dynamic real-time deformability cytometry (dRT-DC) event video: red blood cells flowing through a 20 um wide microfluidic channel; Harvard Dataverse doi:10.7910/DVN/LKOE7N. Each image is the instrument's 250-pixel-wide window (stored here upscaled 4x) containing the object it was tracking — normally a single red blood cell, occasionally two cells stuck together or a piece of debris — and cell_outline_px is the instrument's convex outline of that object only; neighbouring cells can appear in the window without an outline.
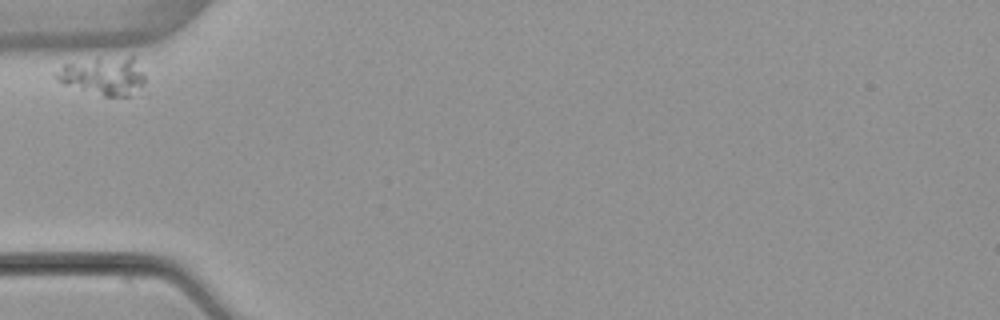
{"species": "common noctule bat (a hibernating species)", "species_latin": "Nyctalus noctula", "temperature_condition": "warm", "stored_images_in_passage": 4, "camera_frame_rate_fps": 3000, "um_per_image_px": 0.085, "animal": {"sex": "female", "body_mass_g": 22.7, "forearm_length_mm": 54.2}, "frame": {"image": 1, "passage_image": 1, "time_ms": 0.0, "image_size_px": [1000, 320], "cell_outline_px": [[144, 84], [128, 96], [104, 96], [64, 84], [56, 80], [52, 76], [52, 72], [64, 64], [128, 56], [132, 56], [144, 76]], "centroid_in_image_um": [8.73, 6.47], "position_along_channel_um": 76.3, "area_um2": 19.07}}
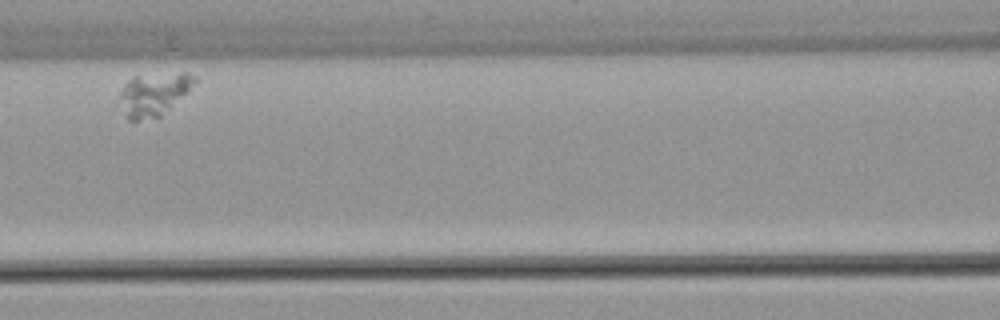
{"frame": {"image": 2, "passage_image": 3, "time_ms": 2.667, "image_size_px": [1000, 320], "cell_outline_px": [[196, 80], [160, 116], [136, 120], [128, 120], [120, 96], [120, 92], [124, 84], [132, 76], [180, 72], [184, 72], [192, 76]], "centroid_in_image_um": [13.01, 7.96], "position_along_channel_um": 153.6, "area_um2": 17.69}}
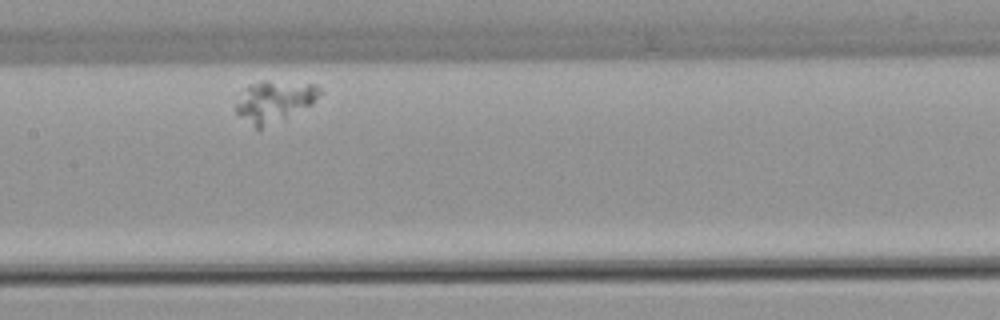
{"frame": {"image": 3, "passage_image": 4, "time_ms": 3.667, "image_size_px": [1000, 320], "cell_outline_px": [[320, 92], [312, 104], [260, 128], [256, 128], [240, 116], [236, 112], [236, 104], [248, 84], [264, 80], [268, 80], [312, 84], [320, 88]], "centroid_in_image_um": [23.29, 8.57], "position_along_channel_um": 184.1, "area_um2": 19.36}}